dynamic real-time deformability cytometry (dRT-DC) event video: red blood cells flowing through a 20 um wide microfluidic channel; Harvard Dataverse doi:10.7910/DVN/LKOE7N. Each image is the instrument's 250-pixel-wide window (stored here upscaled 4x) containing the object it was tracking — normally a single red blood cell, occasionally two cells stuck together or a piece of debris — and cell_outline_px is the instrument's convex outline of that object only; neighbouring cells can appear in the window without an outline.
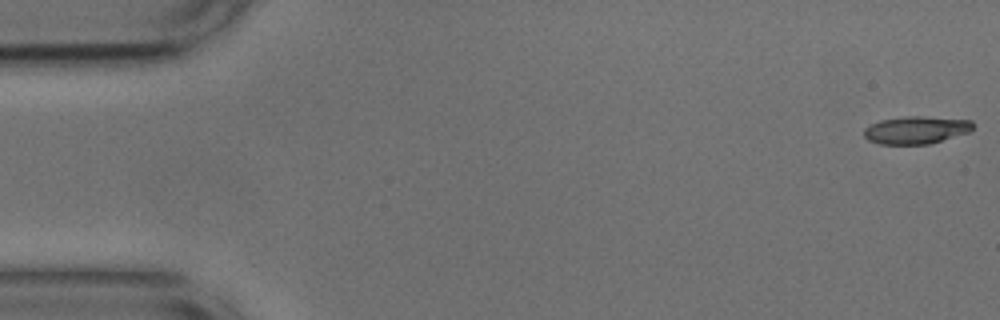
{"species": "common noctule bat (a hibernating species)", "species_latin": "Nyctalus noctula", "temperature_condition": "cold", "stored_images_in_passage": 53, "camera_frame_rate_fps": 3000, "um_per_image_px": 0.085, "animal": {"sex": "male", "body_mass_g": 17.9, "forearm_length_mm": 54.2}, "frame": {"image": 1, "passage_image": 1, "time_ms": 0.0, "image_size_px": [1000, 320], "cell_outline_px": [[972, 128], [968, 132], [928, 144], [880, 144], [868, 140], [864, 136], [864, 128], [880, 120], [908, 116], [920, 116], [972, 120]], "centroid_in_image_um": [77.83, 11.05], "position_along_channel_um": 7.2, "area_um2": 17.28}}
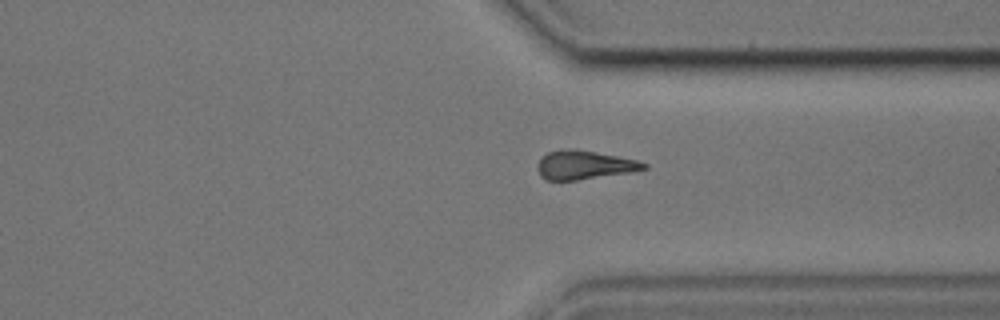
{"frame": {"image": 2, "passage_image": 40, "time_ms": 13.0, "image_size_px": [1000, 320], "cell_outline_px": [[648, 168], [632, 172], [576, 180], [544, 180], [540, 176], [536, 168], [536, 164], [540, 156], [548, 152], [568, 148], [572, 148], [596, 152], [636, 160], [648, 164]], "centroid_in_image_um": [49.6, 14.02], "position_along_channel_um": 361.8, "area_um2": 17.98}}
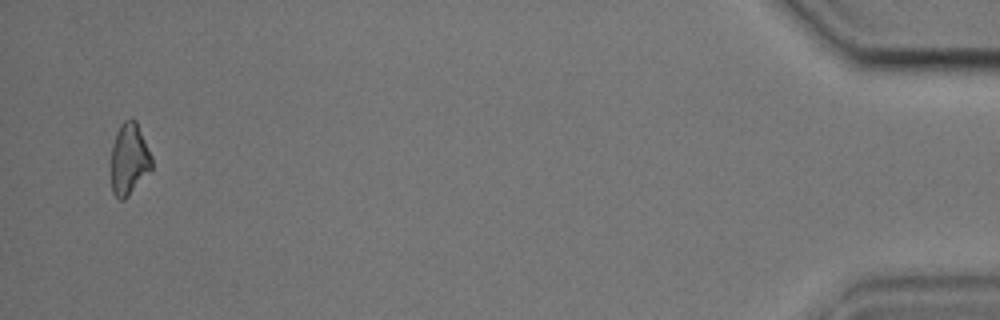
{"frame": {"image": 3, "passage_image": 52, "time_ms": 17.0, "image_size_px": [1000, 320], "cell_outline_px": [[152, 168], [128, 196], [124, 200], [120, 200], [112, 192], [112, 144], [116, 132], [120, 124], [124, 120], [132, 116], [136, 120], [152, 156]], "centroid_in_image_um": [10.98, 13.48], "position_along_channel_um": 424.2, "area_um2": 16.99}, "authors_computed_cell_mechanics": {"area_um2": 18.1492, "velocity_mm_per_s": 3.7168, "shape_relaxation_time_tau1_ms": 8.7724, "shape_relaxation_time_tau2_ms": 7.5921, "deformation_change_tau1": 0.1835, "deformation_change_tau2": 0.2124}}